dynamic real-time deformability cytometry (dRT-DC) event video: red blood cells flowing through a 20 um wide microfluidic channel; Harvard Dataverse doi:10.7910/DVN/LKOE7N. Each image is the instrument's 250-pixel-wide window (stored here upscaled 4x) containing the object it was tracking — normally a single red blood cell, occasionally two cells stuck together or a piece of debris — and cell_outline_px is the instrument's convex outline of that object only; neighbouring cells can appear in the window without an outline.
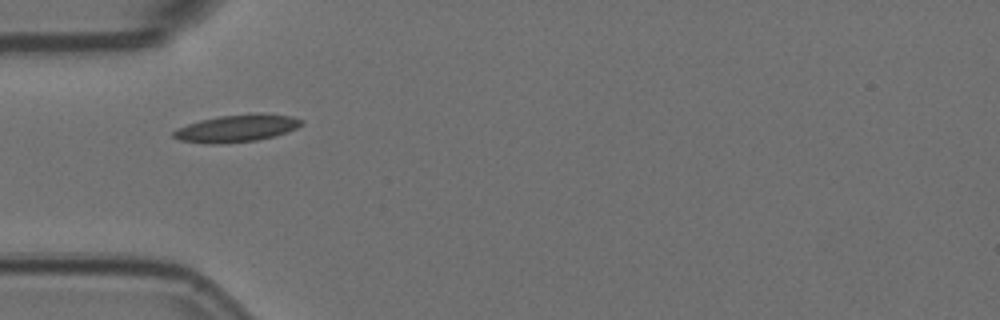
{"species": "Egyptian fruit bat (a non-hibernating species)", "species_latin": "Rousettus aegyptiacus", "temperature_condition": "room temperature", "stored_images_in_passage": 3, "camera_frame_rate_fps": 3000, "um_per_image_px": 0.085, "animal": {"sex": "female"}, "frame": {"image": 1, "passage_image": 1, "time_ms": 0.0, "image_size_px": [1000, 320], "cell_outline_px": [[304, 120], [296, 128], [272, 136], [256, 140], [220, 144], [204, 144], [180, 140], [172, 136], [172, 132], [176, 128], [200, 120], [220, 116], [292, 116]], "centroid_in_image_um": [19.98, 10.96], "position_along_channel_um": 65.0, "area_um2": 19.31}}
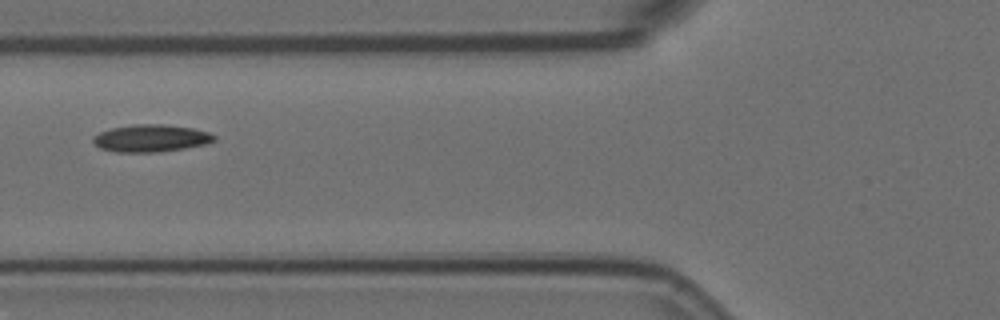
{"frame": {"image": 2, "passage_image": 2, "time_ms": 0.333, "image_size_px": [1000, 320], "cell_outline_px": [[216, 140], [204, 144], [184, 148], [156, 152], [116, 152], [100, 148], [92, 140], [100, 132], [112, 128], [136, 124], [164, 124], [192, 128], [208, 132], [216, 136]], "centroid_in_image_um": [12.85, 11.75], "position_along_channel_um": 113.0, "area_um2": 19.02}}
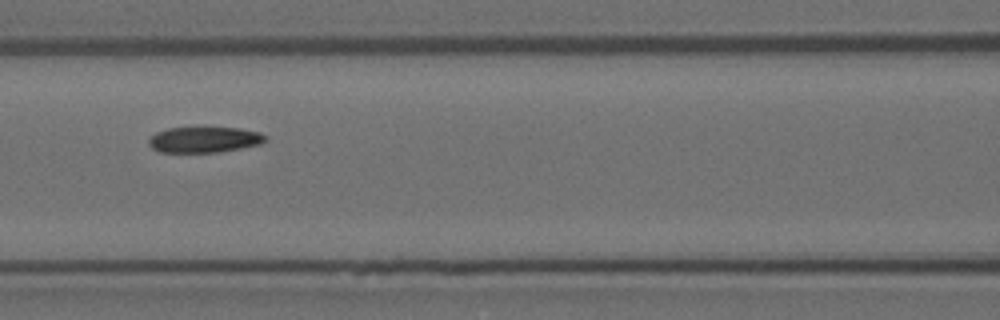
{"frame": {"image": 3, "passage_image": 3, "time_ms": 0.667, "image_size_px": [1000, 320], "cell_outline_px": [[268, 140], [260, 144], [240, 148], [216, 152], [160, 152], [152, 148], [148, 144], [148, 140], [156, 132], [168, 128], [204, 124], [240, 128], [260, 132], [268, 136]], "centroid_in_image_um": [17.38, 11.81], "position_along_channel_um": 149.2, "area_um2": 18.5}}